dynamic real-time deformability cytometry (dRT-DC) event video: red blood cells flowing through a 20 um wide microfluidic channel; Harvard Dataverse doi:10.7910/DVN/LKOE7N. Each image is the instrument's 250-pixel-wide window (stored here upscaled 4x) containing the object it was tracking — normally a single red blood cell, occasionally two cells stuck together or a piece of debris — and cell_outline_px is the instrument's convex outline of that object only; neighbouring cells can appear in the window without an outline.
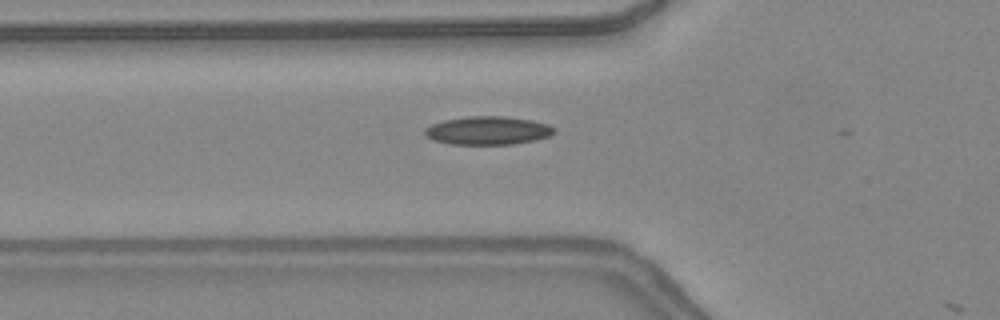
{"species": "common noctule bat (a hibernating species)", "species_latin": "Nyctalus noctula", "temperature_condition": "warm", "stored_images_in_passage": 10, "camera_frame_rate_fps": 3000, "um_per_image_px": 0.085, "animal": {"sex": "female", "body_mass_g": 24.6, "forearm_length_mm": 56.2}, "frame": {"image": 1, "passage_image": 9, "time_ms": 2.667, "image_size_px": [1000, 320], "cell_outline_px": [[556, 132], [548, 136], [536, 140], [512, 144], [452, 144], [432, 140], [424, 132], [424, 128], [432, 124], [444, 120], [468, 116], [504, 116], [532, 120], [548, 124], [556, 128]], "centroid_in_image_um": [41.49, 11.09], "position_along_channel_um": 84.3, "area_um2": 21.39}}